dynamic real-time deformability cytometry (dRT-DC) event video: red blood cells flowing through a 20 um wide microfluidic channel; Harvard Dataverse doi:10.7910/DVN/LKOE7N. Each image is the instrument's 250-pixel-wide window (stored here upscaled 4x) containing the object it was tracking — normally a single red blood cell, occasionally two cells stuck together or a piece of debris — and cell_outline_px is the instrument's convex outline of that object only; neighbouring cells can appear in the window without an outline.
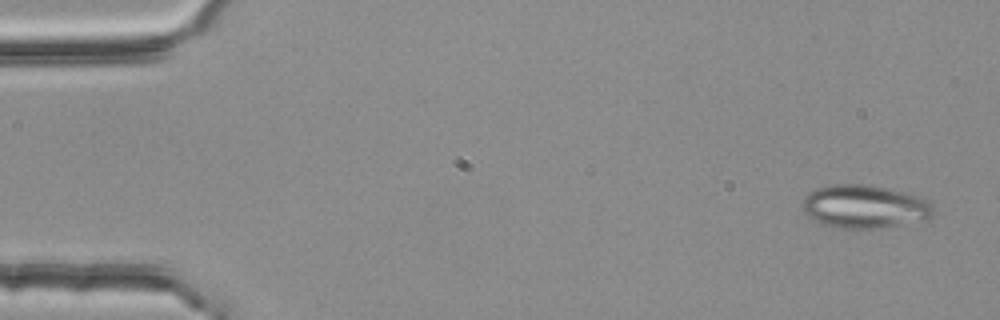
{"species": "common noctule bat (a hibernating species)", "species_latin": "Nyctalus noctula", "temperature_condition": "room temperature", "stored_images_in_passage": 4, "camera_frame_rate_fps": 3000, "um_per_image_px": 0.085, "animal": {"sex": "female", "body_mass_g": 25.1}, "frame": {"image": 1, "passage_image": 1, "time_ms": 0.0, "image_size_px": [1000, 320], "cell_outline_px": [[936, 212], [928, 220], [880, 228], [836, 228], [824, 224], [808, 216], [804, 212], [800, 204], [804, 196], [808, 192], [816, 188], [836, 184], [868, 184], [920, 196], [928, 200]], "centroid_in_image_um": [73.5, 17.56], "position_along_channel_um": 11.5, "area_um2": 33.35}}